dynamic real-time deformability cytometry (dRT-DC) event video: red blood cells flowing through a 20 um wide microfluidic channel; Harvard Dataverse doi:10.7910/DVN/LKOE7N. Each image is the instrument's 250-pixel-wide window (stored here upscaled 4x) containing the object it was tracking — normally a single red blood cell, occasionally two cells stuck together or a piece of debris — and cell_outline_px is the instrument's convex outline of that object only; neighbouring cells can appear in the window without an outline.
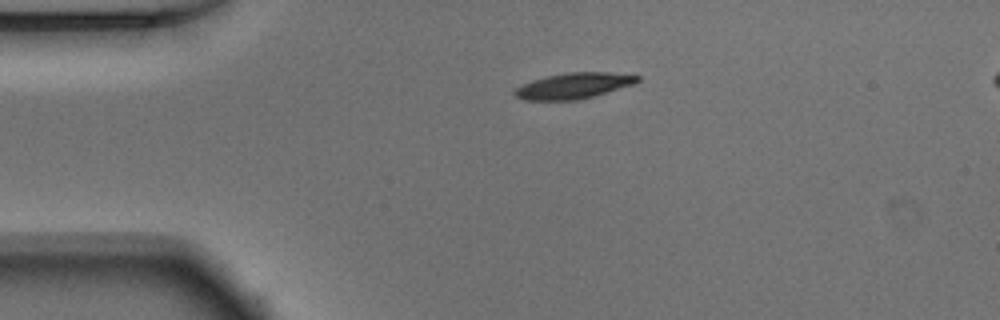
{"species": "Egyptian fruit bat (a non-hibernating species)", "species_latin": "Rousettus aegyptiacus", "temperature_condition": "warm", "stored_images_in_passage": 41, "camera_frame_rate_fps": 3000, "um_per_image_px": 0.085, "animal": {"sex": "male"}, "frame": {"image": 1, "passage_image": 1, "time_ms": 0.0, "image_size_px": [1000, 320], "cell_outline_px": [[640, 80], [636, 84], [580, 100], [524, 100], [516, 96], [512, 92], [516, 88], [532, 80], [548, 76], [568, 72], [608, 72], [640, 76]], "centroid_in_image_um": [48.79, 7.29], "position_along_channel_um": 36.2, "area_um2": 18.5}}
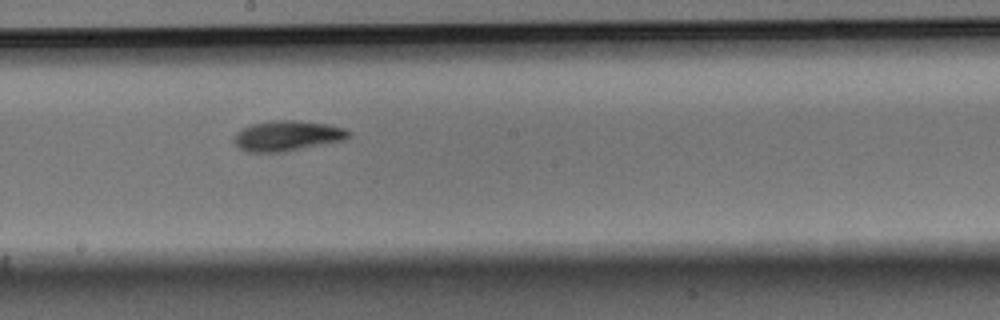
{"frame": {"image": 2, "passage_image": 18, "time_ms": 5.667, "image_size_px": [1000, 320], "cell_outline_px": [[352, 136], [344, 140], [284, 152], [248, 152], [240, 148], [232, 140], [232, 136], [240, 128], [252, 124], [276, 120], [296, 120], [328, 124], [344, 128], [352, 132]], "centroid_in_image_um": [24.41, 11.54], "position_along_channel_um": 223.8, "area_um2": 20.46}}
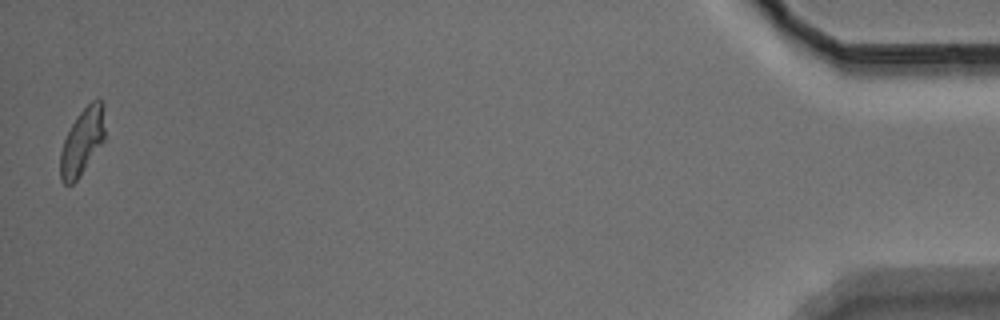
{"frame": {"image": 3, "passage_image": 41, "time_ms": 13.333, "image_size_px": [1000, 320], "cell_outline_px": [[104, 140], [80, 176], [72, 184], [64, 184], [60, 180], [60, 152], [64, 140], [76, 116], [96, 96], [100, 96], [104, 100]], "centroid_in_image_um": [7.0, 11.98], "position_along_channel_um": 428.2, "area_um2": 17.46}, "authors_computed_cell_mechanics": {"area_um2": 18.9584, "velocity_mm_per_s": 3.8852, "shape_relaxation_time_tau1_ms": 2.8002, "shape_relaxation_time_tau2_ms": null, "deformation_change_tau1": 0.1458, "deformation_change_tau2": null}}